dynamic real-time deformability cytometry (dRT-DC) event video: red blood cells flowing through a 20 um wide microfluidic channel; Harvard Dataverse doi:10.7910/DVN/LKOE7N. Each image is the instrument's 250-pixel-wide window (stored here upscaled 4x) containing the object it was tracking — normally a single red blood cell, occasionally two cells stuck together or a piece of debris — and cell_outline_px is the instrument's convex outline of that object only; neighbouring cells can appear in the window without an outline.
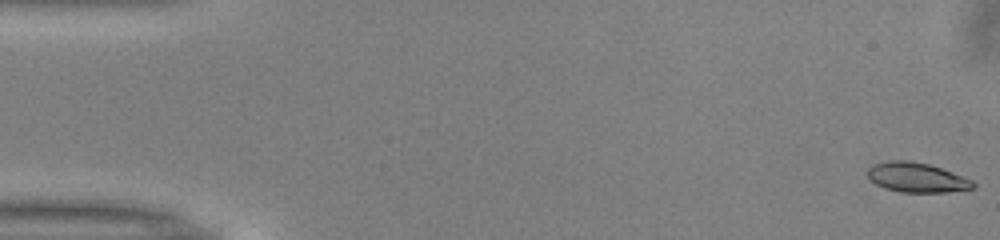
{"species": "common noctule bat (a hibernating species)", "species_latin": "Nyctalus noctula", "temperature_condition": "warm", "stored_images_in_passage": 49, "camera_frame_rate_fps": 3000, "um_per_image_px": 0.085, "animal": {"sex": "male", "body_mass_g": 13.0, "forearm_length_mm": 53.1}, "frame": {"image": 1, "passage_image": 1, "time_ms": 0.0, "image_size_px": [1000, 240], "cell_outline_px": [[976, 188], [948, 192], [900, 192], [884, 188], [876, 184], [868, 176], [868, 168], [876, 164], [888, 160], [908, 160], [928, 164], [964, 176], [972, 180], [976, 184]], "centroid_in_image_um": [77.96, 15.09], "position_along_channel_um": 7.0, "area_um2": 18.21}}
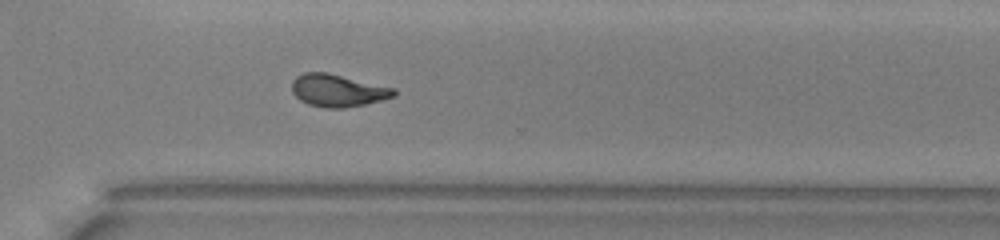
{"frame": {"image": 2, "passage_image": 37, "time_ms": 12.0, "image_size_px": [1000, 240], "cell_outline_px": [[396, 96], [364, 104], [344, 108], [324, 108], [308, 104], [300, 100], [292, 92], [292, 80], [296, 76], [304, 72], [328, 72], [396, 88]], "centroid_in_image_um": [28.71, 7.68], "position_along_channel_um": 341.9, "area_um2": 19.42}}
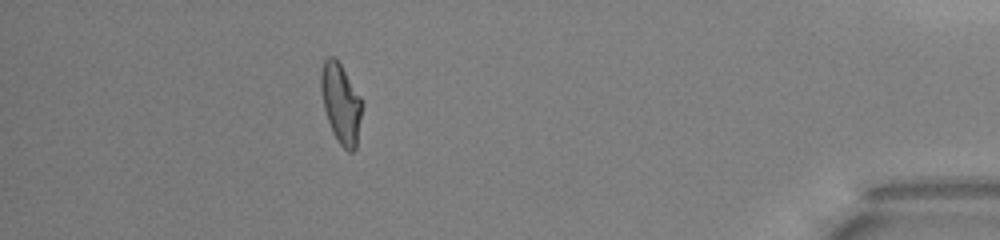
{"frame": {"image": 3, "passage_image": 46, "time_ms": 15.0, "image_size_px": [1000, 240], "cell_outline_px": [[364, 104], [356, 148], [352, 152], [348, 152], [340, 144], [332, 132], [324, 108], [320, 88], [320, 72], [324, 60], [328, 56], [332, 56], [340, 64], [360, 96]], "centroid_in_image_um": [28.99, 8.81], "position_along_channel_um": 406.2, "area_um2": 19.19}, "authors_computed_cell_mechanics": {"area_um2": 18.9584, "velocity_mm_per_s": 4.0072, "shape_relaxation_time_tau1_ms": 5.8119, "shape_relaxation_time_tau2_ms": 2.4343, "deformation_change_tau1": 0.2014, "deformation_change_tau2": 0.0688}}